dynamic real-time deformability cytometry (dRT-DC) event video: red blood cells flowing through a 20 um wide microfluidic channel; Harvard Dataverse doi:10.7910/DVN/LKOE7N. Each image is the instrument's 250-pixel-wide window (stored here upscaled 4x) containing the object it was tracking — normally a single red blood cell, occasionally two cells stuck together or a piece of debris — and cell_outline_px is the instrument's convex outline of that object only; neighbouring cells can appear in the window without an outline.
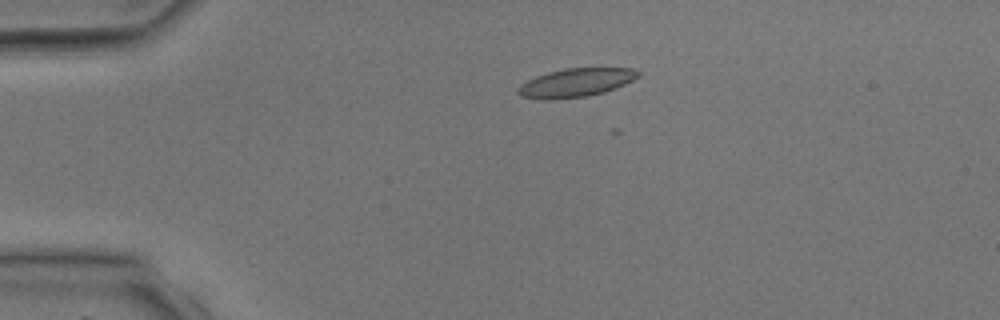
{"species": "common noctule bat (a hibernating species)", "species_latin": "Nyctalus noctula", "temperature_condition": "room temperature", "stored_images_in_passage": 4, "camera_frame_rate_fps": 3000, "um_per_image_px": 0.085, "animal": {"sex": "male", "body_mass_g": 17.9, "forearm_length_mm": 54.2}, "frame": {"image": 1, "passage_image": 3, "time_ms": 2.333, "image_size_px": [1000, 320], "cell_outline_px": [[640, 76], [624, 84], [604, 92], [588, 96], [552, 100], [544, 100], [520, 96], [516, 92], [516, 88], [520, 84], [536, 76], [548, 72], [564, 68], [632, 68], [640, 72]], "centroid_in_image_um": [48.9, 7.03], "position_along_channel_um": 36.1, "area_um2": 20.11}}